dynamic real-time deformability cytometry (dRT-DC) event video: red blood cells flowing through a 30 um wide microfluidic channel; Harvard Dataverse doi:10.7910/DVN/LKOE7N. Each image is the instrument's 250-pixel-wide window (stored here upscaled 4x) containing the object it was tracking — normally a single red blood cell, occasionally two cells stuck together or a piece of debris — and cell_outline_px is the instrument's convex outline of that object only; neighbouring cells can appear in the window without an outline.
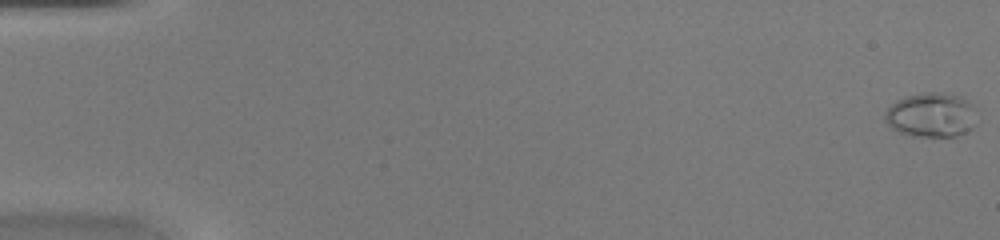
{"species": "common noctule bat (a hibernating species)", "species_latin": "Nyctalus noctula", "temperature_condition": "warm", "stored_images_in_passage": 49, "camera_frame_rate_fps": 3000, "um_per_image_px": 0.085, "animal": {"sex": "female", "body_mass_g": 20.0, "forearm_length_mm": 54.0}, "frame": {"image": 1, "passage_image": 1, "time_ms": 0.0, "image_size_px": [1000, 240], "cell_outline_px": [[976, 124], [972, 128], [956, 136], [912, 136], [900, 132], [892, 128], [884, 120], [884, 112], [896, 100], [908, 96], [924, 92], [944, 92], [960, 96], [968, 100], [976, 108]], "centroid_in_image_um": [79.18, 9.76], "position_along_channel_um": 5.8, "area_um2": 24.04}}
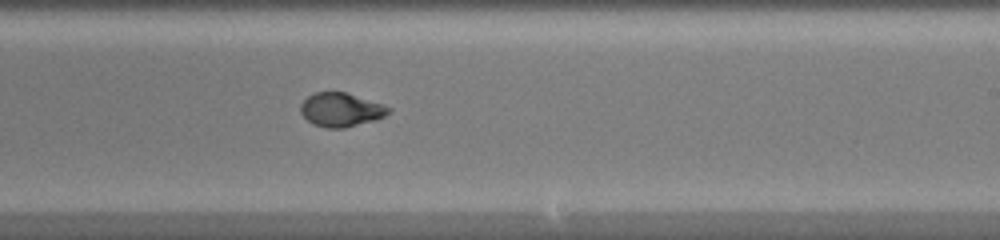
{"frame": {"image": 2, "passage_image": 31, "time_ms": 10.0, "image_size_px": [1000, 240], "cell_outline_px": [[392, 112], [376, 120], [344, 128], [324, 128], [312, 124], [300, 112], [300, 104], [308, 96], [316, 92], [348, 92], [384, 104], [392, 108]], "centroid_in_image_um": [29.02, 9.32], "position_along_channel_um": 260.0, "area_um2": 17.63}}
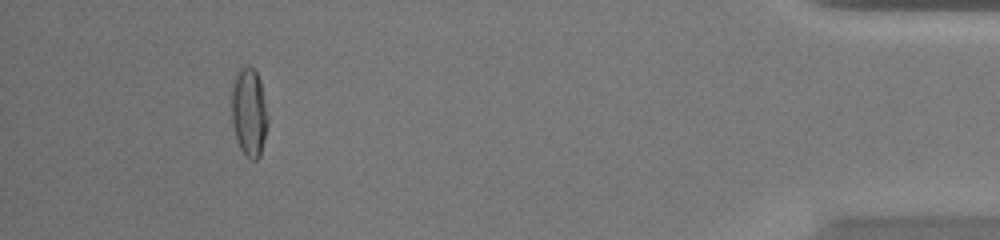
{"frame": {"image": 3, "passage_image": 46, "time_ms": 15.0, "image_size_px": [1000, 240], "cell_outline_px": [[268, 124], [260, 156], [256, 160], [252, 160], [240, 148], [236, 140], [232, 124], [232, 84], [240, 68], [248, 64], [256, 72], [260, 80], [268, 120]], "centroid_in_image_um": [21.16, 9.54], "position_along_channel_um": 414.0, "area_um2": 18.5}, "authors_computed_cell_mechanics": {"area_um2": 17.8024, "velocity_mm_per_s": 4.2866, "shape_relaxation_time_tau1_ms": 7.9721, "shape_relaxation_time_tau2_ms": null, "deformation_change_tau1": 0.274, "deformation_change_tau2": null}}